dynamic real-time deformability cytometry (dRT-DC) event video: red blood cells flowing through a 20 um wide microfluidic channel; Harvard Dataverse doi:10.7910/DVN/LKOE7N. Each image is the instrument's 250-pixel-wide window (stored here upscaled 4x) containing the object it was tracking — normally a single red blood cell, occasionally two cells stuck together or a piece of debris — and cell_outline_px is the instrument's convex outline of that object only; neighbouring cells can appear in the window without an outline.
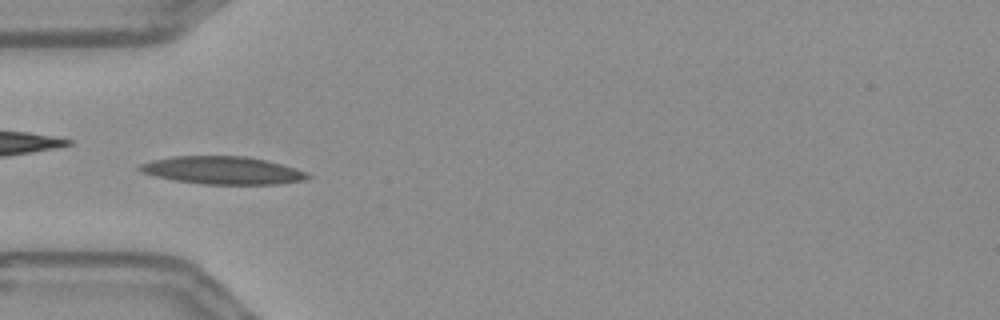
{"species": "Egyptian fruit bat (a non-hibernating species)", "species_latin": "Rousettus aegyptiacus", "temperature_condition": "warm", "stored_images_in_passage": 54, "camera_frame_rate_fps": 3000, "um_per_image_px": 0.085, "frame": {"image": 1, "passage_image": 16, "time_ms": 5.0, "image_size_px": [1000, 320], "cell_outline_px": [[312, 176], [304, 180], [280, 184], [204, 184], [176, 180], [156, 176], [140, 172], [136, 168], [140, 164], [152, 160], [172, 156], [248, 156], [296, 168], [308, 172]], "centroid_in_image_um": [18.93, 14.47], "position_along_channel_um": 66.1, "area_um2": 27.17}}
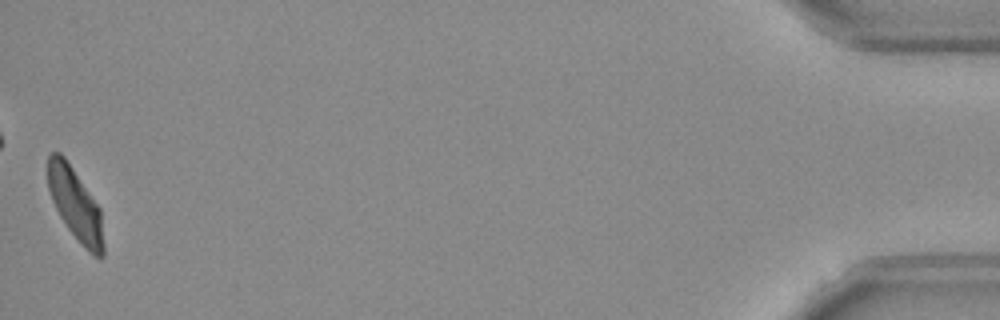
{"frame": {"image": 2, "passage_image": 54, "time_ms": 17.667, "image_size_px": [1000, 320], "cell_outline_px": [[104, 256], [100, 260], [92, 256], [84, 248], [68, 228], [60, 216], [52, 200], [48, 188], [48, 156], [52, 152], [60, 152], [64, 156], [100, 208], [104, 244]], "centroid_in_image_um": [6.42, 17.42], "position_along_channel_um": 428.8, "area_um2": 23.35}, "authors_computed_cell_mechanics": {"area_um2": 25.143, "velocity_mm_per_s": 3.6209, "shape_relaxation_time_tau1_ms": 8.0054, "shape_relaxation_time_tau2_ms": 4.4927, "deformation_change_tau1": 0.2231, "deformation_change_tau2": 0.1027}}